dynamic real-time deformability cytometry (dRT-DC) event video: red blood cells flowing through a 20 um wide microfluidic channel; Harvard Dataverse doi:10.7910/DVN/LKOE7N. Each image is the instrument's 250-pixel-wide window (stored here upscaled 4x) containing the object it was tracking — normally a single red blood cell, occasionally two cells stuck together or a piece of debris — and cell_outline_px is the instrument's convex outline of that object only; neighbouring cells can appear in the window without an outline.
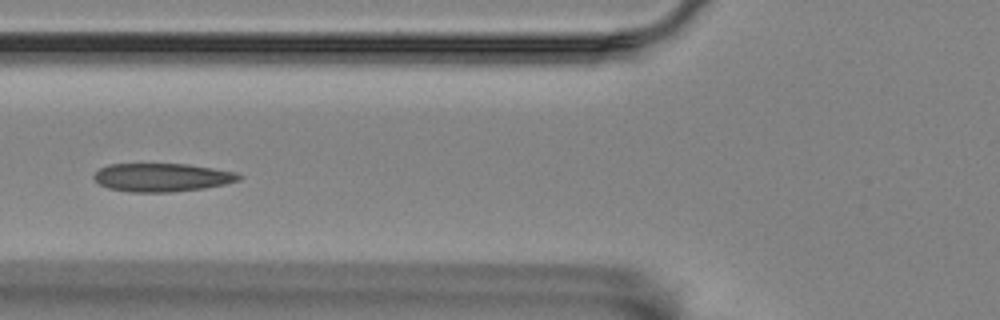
{"species": "Egyptian fruit bat (a non-hibernating species)", "species_latin": "Rousettus aegyptiacus", "temperature_condition": "room temperature", "stored_images_in_passage": 16, "camera_frame_rate_fps": 3000, "um_per_image_px": 0.085, "animal": {"sex": "female"}, "frame": {"image": 1, "passage_image": 6, "time_ms": 1.667, "image_size_px": [1000, 320], "cell_outline_px": [[244, 176], [240, 180], [224, 184], [204, 188], [168, 192], [128, 192], [108, 188], [100, 184], [92, 176], [100, 168], [108, 164], [188, 164], [236, 172]], "centroid_in_image_um": [13.77, 15.08], "position_along_channel_um": 112.0, "area_um2": 23.93}}
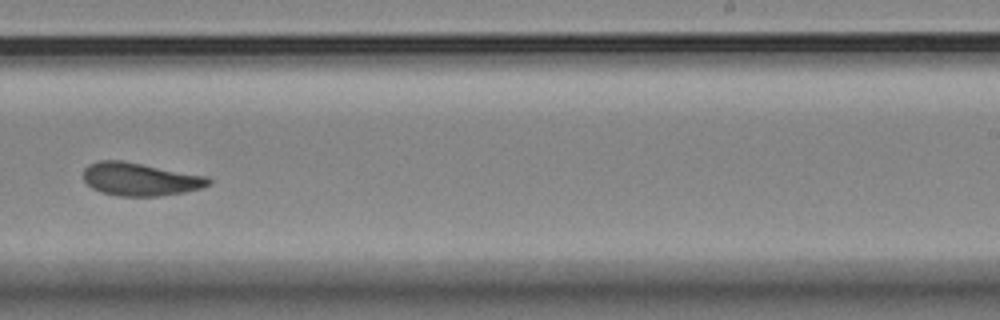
{"frame": {"image": 2, "passage_image": 10, "time_ms": 3.0, "image_size_px": [1000, 320], "cell_outline_px": [[212, 180], [208, 184], [200, 188], [184, 192], [156, 196], [116, 196], [100, 192], [92, 188], [84, 180], [84, 168], [88, 164], [100, 160], [120, 160], [208, 176]], "centroid_in_image_um": [11.88, 15.23], "position_along_channel_um": 277.1, "area_um2": 23.99}}
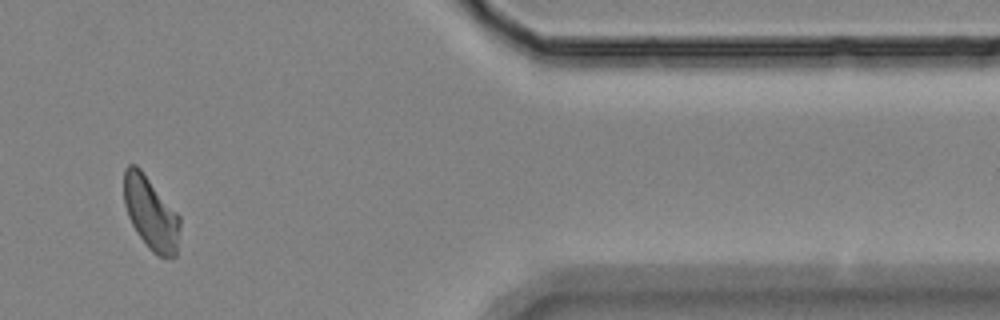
{"frame": {"image": 3, "passage_image": 13, "time_ms": 4.0, "image_size_px": [1000, 320], "cell_outline_px": [[180, 224], [176, 256], [160, 256], [152, 252], [148, 248], [136, 232], [128, 216], [124, 204], [124, 168], [128, 164], [136, 164], [140, 168], [180, 216]], "centroid_in_image_um": [12.8, 18.1], "position_along_channel_um": 398.6, "area_um2": 23.7}}